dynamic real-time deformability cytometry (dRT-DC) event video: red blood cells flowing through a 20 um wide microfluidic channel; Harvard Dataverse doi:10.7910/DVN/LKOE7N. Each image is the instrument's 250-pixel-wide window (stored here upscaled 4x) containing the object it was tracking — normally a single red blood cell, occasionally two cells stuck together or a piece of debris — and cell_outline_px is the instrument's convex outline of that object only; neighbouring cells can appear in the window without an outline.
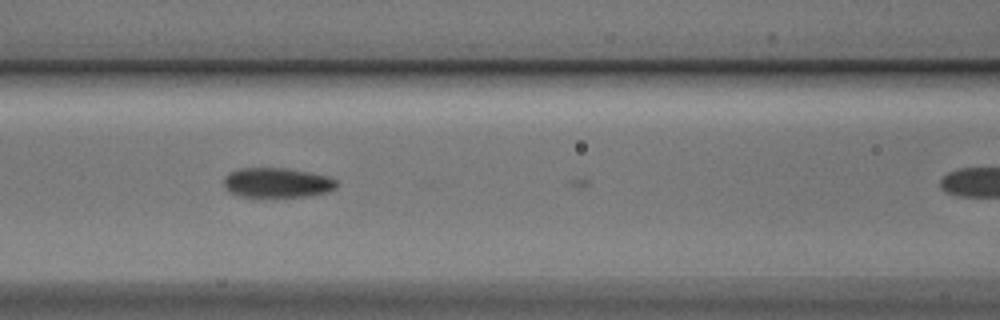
{"species": "Egyptian fruit bat (a non-hibernating species)", "species_latin": "Rousettus aegyptiacus", "temperature_condition": "cold", "stored_images_in_passage": 8, "camera_frame_rate_fps": 3000, "um_per_image_px": 0.085, "animal": {"sex": "male"}, "frame": {"image": 1, "passage_image": 5, "time_ms": 1.333, "image_size_px": [1000, 320], "cell_outline_px": [[336, 188], [328, 192], [308, 196], [260, 200], [236, 196], [228, 192], [224, 184], [224, 176], [228, 172], [240, 168], [284, 168], [308, 172], [328, 176], [336, 180]], "centroid_in_image_um": [23.48, 15.59], "position_along_channel_um": 143.1, "area_um2": 20.58}}